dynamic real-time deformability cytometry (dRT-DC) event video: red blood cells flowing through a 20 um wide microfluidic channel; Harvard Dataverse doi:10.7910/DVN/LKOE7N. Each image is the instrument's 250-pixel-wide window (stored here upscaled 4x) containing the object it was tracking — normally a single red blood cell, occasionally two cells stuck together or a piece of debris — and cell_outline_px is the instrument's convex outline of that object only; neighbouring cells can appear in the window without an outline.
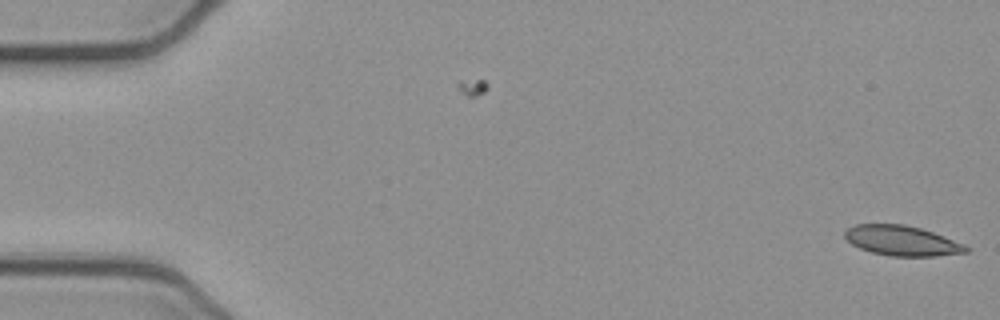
{"species": "common noctule bat (a hibernating species)", "species_latin": "Nyctalus noctula", "temperature_condition": "cold", "stored_images_in_passage": 6, "camera_frame_rate_fps": 3000, "um_per_image_px": 0.085, "animal": {"sex": "female", "body_mass_g": 21.9}, "frame": {"image": 1, "passage_image": 6, "time_ms": 1.667, "image_size_px": [1000, 320], "cell_outline_px": [[972, 248], [968, 252], [936, 256], [892, 256], [872, 252], [860, 248], [852, 244], [844, 236], [844, 232], [848, 228], [856, 224], [904, 224], [920, 228], [932, 232], [964, 244]], "centroid_in_image_um": [76.68, 20.46], "position_along_channel_um": 8.3, "area_um2": 21.1}}